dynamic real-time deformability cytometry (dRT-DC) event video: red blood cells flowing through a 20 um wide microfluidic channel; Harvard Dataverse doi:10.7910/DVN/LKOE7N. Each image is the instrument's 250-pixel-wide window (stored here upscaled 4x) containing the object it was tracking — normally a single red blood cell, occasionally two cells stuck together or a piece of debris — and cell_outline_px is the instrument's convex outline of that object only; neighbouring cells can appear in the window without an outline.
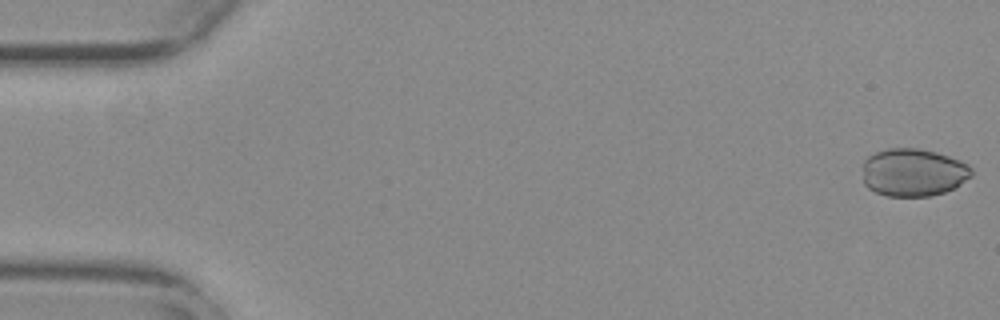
{"species": "common noctule bat (a hibernating species)", "species_latin": "Nyctalus noctula", "temperature_condition": "warm", "stored_images_in_passage": 55, "camera_frame_rate_fps": 3000, "um_per_image_px": 0.085, "animal": {"sex": "female", "body_mass_g": 29.2, "forearm_length_mm": 56.3}, "frame": {"image": 1, "passage_image": 1, "time_ms": 0.0, "image_size_px": [1000, 320], "cell_outline_px": [[972, 176], [952, 188], [944, 192], [932, 196], [888, 196], [876, 192], [868, 188], [864, 184], [864, 160], [868, 156], [876, 152], [888, 148], [920, 148], [936, 152], [948, 156], [968, 164], [972, 168]], "centroid_in_image_um": [77.62, 14.65], "position_along_channel_um": 7.4, "area_um2": 30.29}}
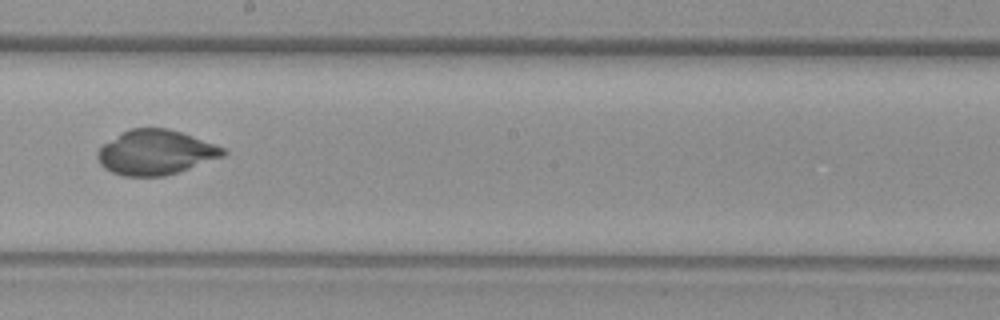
{"frame": {"image": 2, "passage_image": 31, "time_ms": 10.0, "image_size_px": [1000, 320], "cell_outline_px": [[228, 152], [224, 156], [180, 172], [164, 176], [124, 176], [112, 172], [104, 168], [100, 164], [96, 156], [96, 152], [104, 144], [128, 128], [168, 128], [180, 132], [224, 148]], "centroid_in_image_um": [13.21, 12.96], "position_along_channel_um": 235.0, "area_um2": 32.66}}
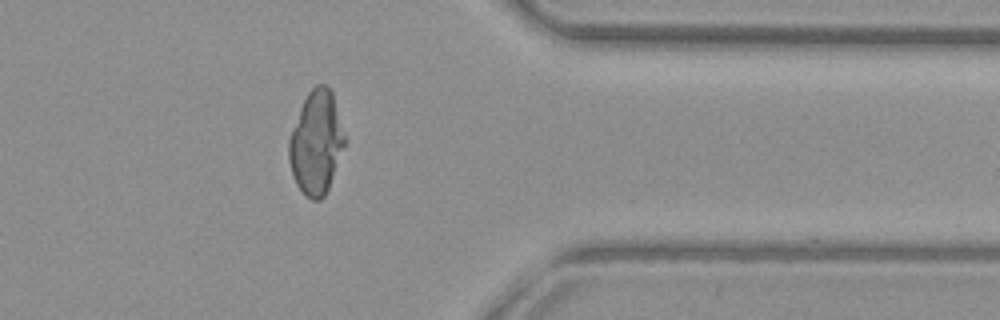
{"frame": {"image": 3, "passage_image": 44, "time_ms": 14.333, "image_size_px": [1000, 320], "cell_outline_px": [[344, 144], [328, 188], [324, 196], [320, 200], [312, 200], [304, 196], [296, 184], [288, 160], [288, 140], [292, 128], [300, 108], [308, 92], [316, 84], [324, 84], [332, 92], [344, 132]], "centroid_in_image_um": [26.84, 12.13], "position_along_channel_um": 384.6, "area_um2": 33.18}}